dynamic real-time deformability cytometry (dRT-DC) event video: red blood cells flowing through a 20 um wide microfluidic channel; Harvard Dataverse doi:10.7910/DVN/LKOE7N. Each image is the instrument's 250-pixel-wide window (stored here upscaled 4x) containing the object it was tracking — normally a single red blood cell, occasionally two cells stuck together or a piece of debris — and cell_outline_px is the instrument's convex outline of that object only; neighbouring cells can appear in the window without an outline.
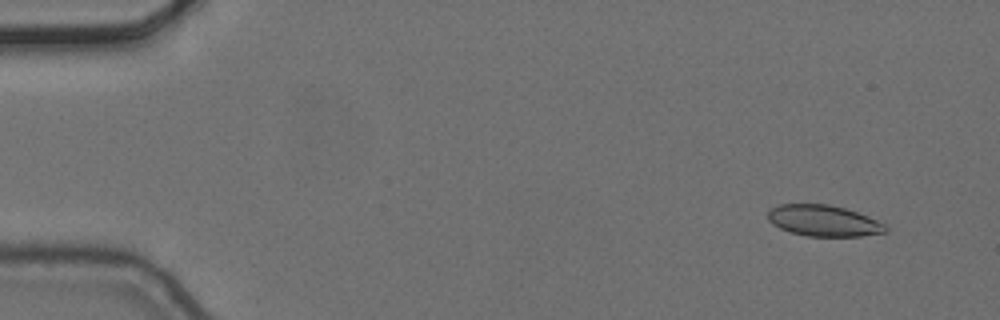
{"species": "common noctule bat (a hibernating species)", "species_latin": "Nyctalus noctula", "temperature_condition": "cold", "stored_images_in_passage": 7, "camera_frame_rate_fps": 3000, "um_per_image_px": 0.085, "animal": {"sex": "female", "body_mass_g": 24.6, "forearm_length_mm": 56.2}, "frame": {"image": 1, "passage_image": 1, "time_ms": 0.0, "image_size_px": [1000, 320], "cell_outline_px": [[888, 232], [860, 236], [808, 236], [792, 232], [780, 228], [772, 224], [768, 220], [768, 212], [772, 208], [780, 204], [828, 204], [844, 208], [868, 216], [884, 224], [888, 228]], "centroid_in_image_um": [70.01, 18.76], "position_along_channel_um": 15.0, "area_um2": 21.21}}
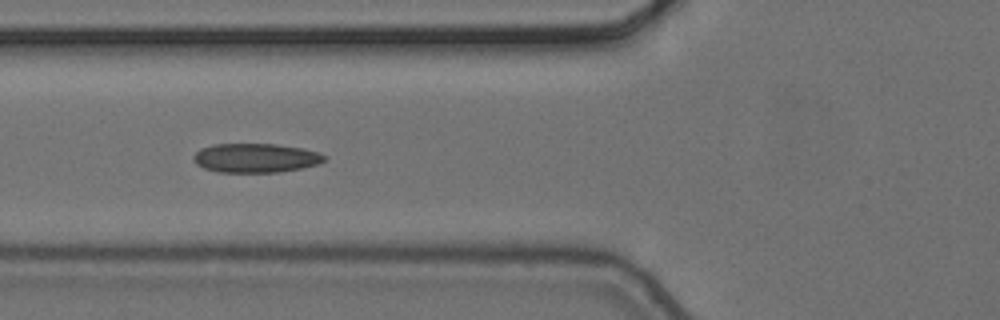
{"frame": {"image": 2, "passage_image": 6, "time_ms": 1.667, "image_size_px": [1000, 320], "cell_outline_px": [[328, 156], [320, 164], [280, 172], [216, 172], [204, 168], [196, 164], [192, 160], [192, 156], [200, 148], [212, 144], [276, 144], [304, 148], [320, 152]], "centroid_in_image_um": [21.73, 13.42], "position_along_channel_um": 104.1, "area_um2": 22.54}}
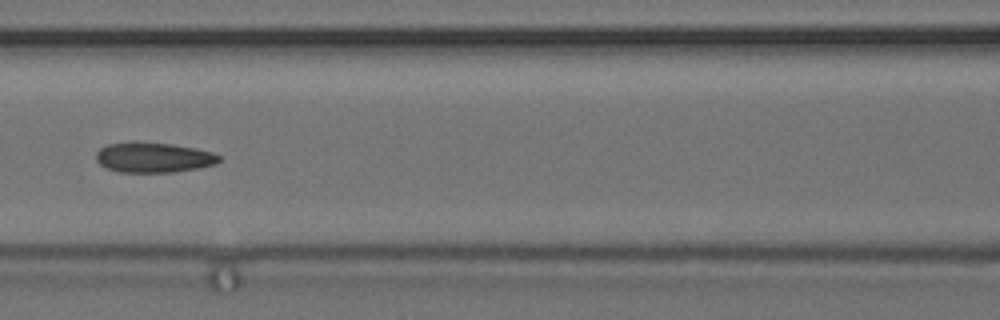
{"frame": {"image": 3, "passage_image": 7, "time_ms": 2.0, "image_size_px": [1000, 320], "cell_outline_px": [[220, 160], [216, 164], [176, 172], [120, 172], [108, 168], [100, 164], [96, 160], [96, 152], [100, 148], [108, 144], [132, 140], [136, 140], [172, 144], [196, 148], [212, 152], [220, 156]], "centroid_in_image_um": [13.03, 13.36], "position_along_channel_um": 153.6, "area_um2": 21.91}}